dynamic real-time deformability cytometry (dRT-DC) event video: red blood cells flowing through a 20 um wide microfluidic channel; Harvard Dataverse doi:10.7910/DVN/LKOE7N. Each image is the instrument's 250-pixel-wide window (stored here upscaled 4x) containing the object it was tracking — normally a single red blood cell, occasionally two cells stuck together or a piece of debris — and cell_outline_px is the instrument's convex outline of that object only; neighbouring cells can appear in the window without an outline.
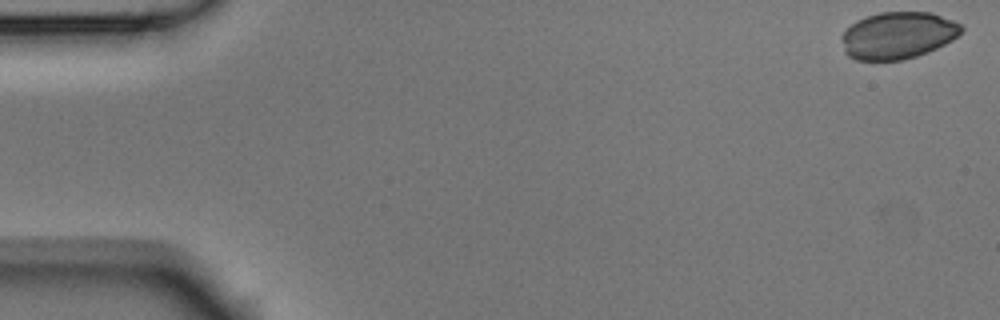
{"species": "Egyptian fruit bat (a non-hibernating species)", "species_latin": "Rousettus aegyptiacus", "temperature_condition": "room temperature", "stored_images_in_passage": 5, "camera_frame_rate_fps": 3000, "um_per_image_px": 0.085, "animal": {"sex": "male"}, "frame": {"image": 1, "passage_image": 1, "time_ms": 0.0, "image_size_px": [1000, 320], "cell_outline_px": [[964, 28], [952, 40], [936, 48], [916, 56], [904, 60], [856, 60], [848, 56], [844, 52], [840, 36], [856, 20], [880, 12], [932, 12], [952, 20], [960, 24]], "centroid_in_image_um": [76.29, 3.01], "position_along_channel_um": 8.7, "area_um2": 32.71}}